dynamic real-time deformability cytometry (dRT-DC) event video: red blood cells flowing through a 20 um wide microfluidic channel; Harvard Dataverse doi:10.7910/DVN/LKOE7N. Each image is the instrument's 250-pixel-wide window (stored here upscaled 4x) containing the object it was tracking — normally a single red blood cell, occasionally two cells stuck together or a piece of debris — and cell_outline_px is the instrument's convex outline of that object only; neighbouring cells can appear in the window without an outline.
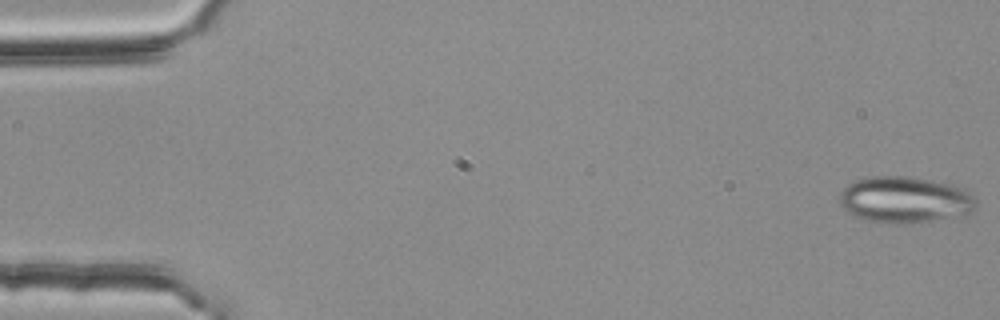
{"species": "common noctule bat (a hibernating species)", "species_latin": "Nyctalus noctula", "temperature_condition": "room temperature", "stored_images_in_passage": 55, "camera_frame_rate_fps": 3000, "um_per_image_px": 0.085, "animal": {"sex": "female", "body_mass_g": 25.1}, "frame": {"image": 1, "passage_image": 1, "time_ms": 0.0, "image_size_px": [1000, 320], "cell_outline_px": [[976, 208], [972, 212], [928, 220], [904, 224], [888, 224], [868, 220], [856, 216], [848, 212], [840, 204], [840, 192], [848, 184], [856, 180], [868, 176], [904, 176], [932, 180], [952, 184], [964, 188], [976, 200]], "centroid_in_image_um": [76.89, 16.96], "position_along_channel_um": 8.1, "area_um2": 36.65}}
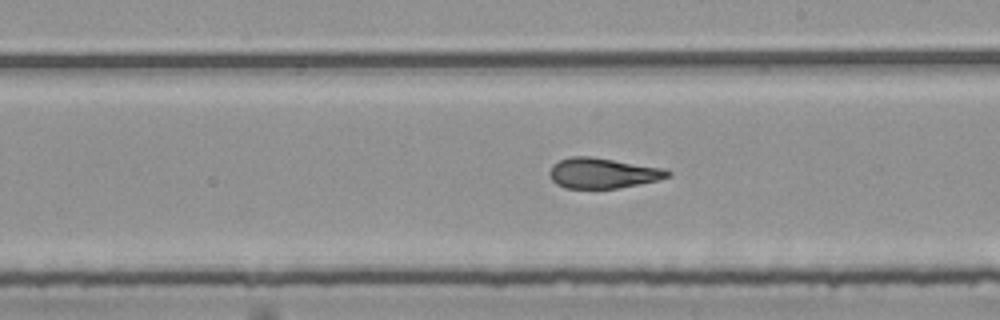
{"frame": {"image": 2, "passage_image": 31, "time_ms": 10.0, "image_size_px": [1000, 320], "cell_outline_px": [[672, 176], [660, 180], [616, 188], [564, 188], [556, 184], [552, 180], [548, 172], [552, 164], [560, 160], [572, 156], [592, 156], [664, 168], [672, 172]], "centroid_in_image_um": [51.24, 14.71], "position_along_channel_um": 237.8, "area_um2": 21.1}}
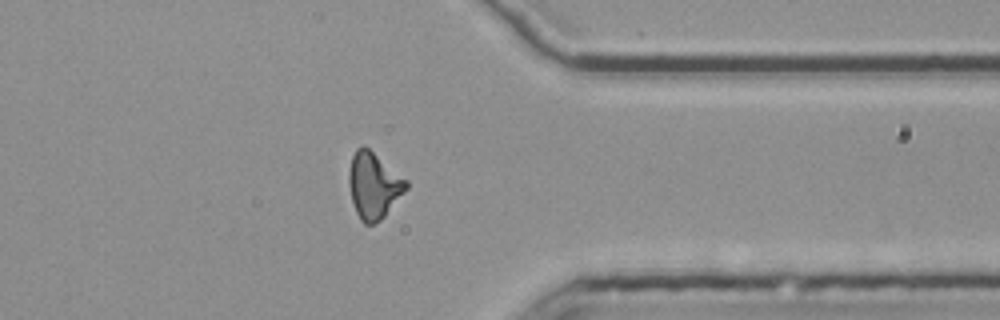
{"frame": {"image": 3, "passage_image": 43, "time_ms": 14.0, "image_size_px": [1000, 320], "cell_outline_px": [[408, 188], [384, 216], [380, 220], [372, 224], [364, 224], [360, 220], [356, 212], [352, 200], [348, 184], [348, 172], [352, 156], [356, 148], [360, 144], [364, 144], [408, 180]], "centroid_in_image_um": [31.75, 15.73], "position_along_channel_um": 379.6, "area_um2": 22.25}, "authors_computed_cell_mechanics": {"area_um2": 21.6172, "velocity_mm_per_s": 3.7872, "shape_relaxation_time_tau1_ms": null, "shape_relaxation_time_tau2_ms": 2.3751, "deformation_change_tau1": null, "deformation_change_tau2": 0.1202}}